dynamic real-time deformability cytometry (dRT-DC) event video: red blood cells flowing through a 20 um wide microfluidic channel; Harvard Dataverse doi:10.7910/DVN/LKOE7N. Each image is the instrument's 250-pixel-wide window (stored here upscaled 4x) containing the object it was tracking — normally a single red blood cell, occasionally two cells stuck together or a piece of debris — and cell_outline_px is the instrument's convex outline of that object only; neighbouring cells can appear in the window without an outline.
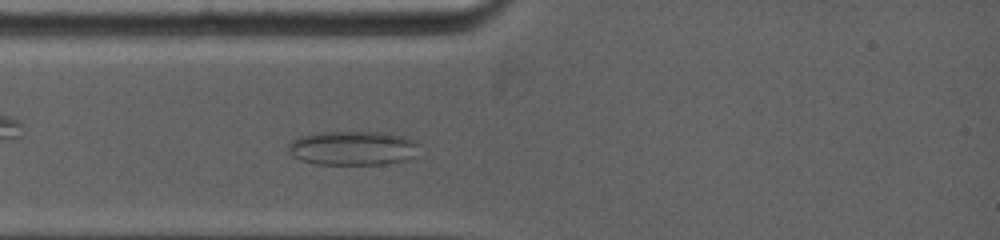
{"species": "common noctule bat (a hibernating species)", "species_latin": "Nyctalus noctula", "temperature_condition": "warm", "stored_images_in_passage": 22, "camera_frame_rate_fps": 5000, "um_per_image_px": 0.085, "animal": {"sex": "female", "body_mass_g": 19.0, "forearm_length_mm": 53.3}, "frame": {"image": 1, "passage_image": 6, "time_ms": 2.0, "image_size_px": [1000, 240], "cell_outline_px": [[416, 144], [412, 156], [408, 160], [384, 164], [316, 164], [300, 160], [292, 156], [288, 152], [288, 144], [292, 140], [300, 136], [316, 132], [380, 132], [404, 136], [412, 140]], "centroid_in_image_um": [29.89, 12.59], "position_along_channel_um": 55.1, "area_um2": 25.95}}
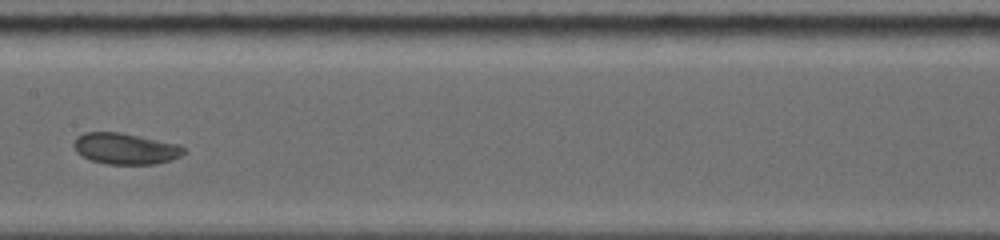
{"frame": {"image": 2, "passage_image": 16, "time_ms": 5.6, "image_size_px": [1000, 240], "cell_outline_px": [[184, 152], [180, 156], [156, 164], [108, 164], [92, 160], [76, 152], [72, 144], [76, 136], [84, 132], [120, 132], [176, 144], [184, 148]], "centroid_in_image_um": [10.59, 12.63], "position_along_channel_um": 196.8, "area_um2": 19.71}}
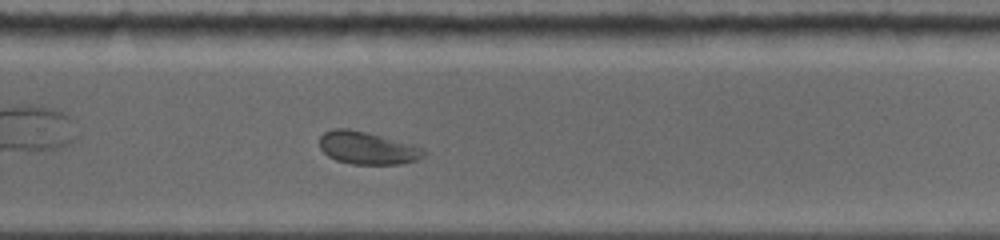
{"frame": {"image": 3, "passage_image": 22, "time_ms": 8.2, "image_size_px": [1000, 240], "cell_outline_px": [[424, 156], [416, 160], [400, 164], [352, 164], [336, 160], [328, 156], [320, 148], [320, 136], [324, 132], [332, 128], [348, 128], [368, 132], [424, 148]], "centroid_in_image_um": [31.19, 12.57], "position_along_channel_um": 298.6, "area_um2": 19.77}}